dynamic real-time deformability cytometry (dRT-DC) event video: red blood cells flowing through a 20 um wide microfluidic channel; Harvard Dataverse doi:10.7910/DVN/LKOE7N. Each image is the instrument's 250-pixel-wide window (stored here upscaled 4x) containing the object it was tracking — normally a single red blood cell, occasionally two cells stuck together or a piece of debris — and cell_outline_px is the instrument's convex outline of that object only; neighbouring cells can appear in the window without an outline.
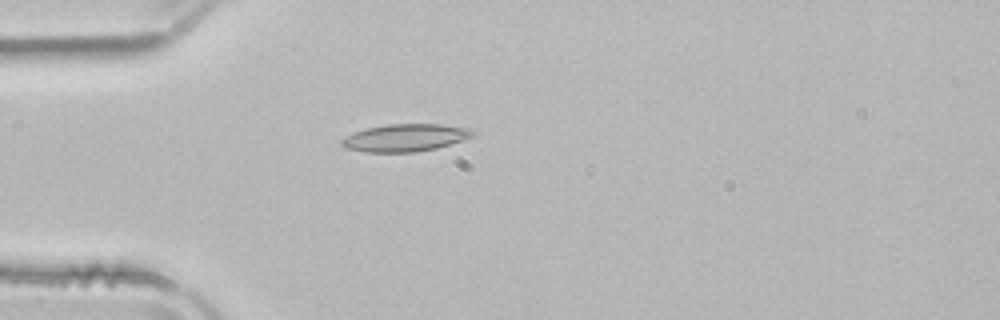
{"species": "common noctule bat (a hibernating species)", "species_latin": "Nyctalus noctula", "temperature_condition": "room temperature", "stored_images_in_passage": 51, "camera_frame_rate_fps": 3000, "um_per_image_px": 0.085, "animal": {"sex": "male", "body_mass_g": 21.5, "forearm_length_mm": 52.0}, "frame": {"image": 1, "passage_image": 14, "time_ms": 4.333, "image_size_px": [1000, 320], "cell_outline_px": [[476, 132], [472, 136], [436, 148], [416, 152], [364, 152], [344, 148], [340, 144], [340, 140], [344, 136], [368, 128], [388, 124], [440, 124], [476, 128]], "centroid_in_image_um": [34.44, 11.7], "position_along_channel_um": 50.6, "area_um2": 21.04}}
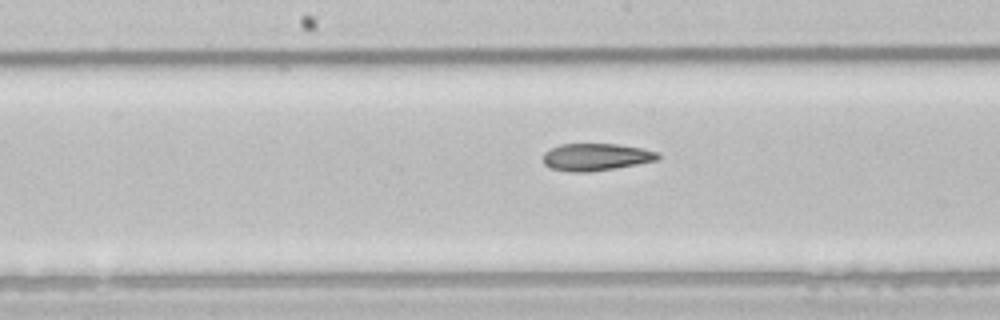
{"frame": {"image": 2, "passage_image": 26, "time_ms": 8.333, "image_size_px": [1000, 320], "cell_outline_px": [[660, 160], [588, 172], [572, 172], [552, 168], [544, 164], [544, 152], [560, 144], [616, 144], [640, 148], [656, 152], [660, 156]], "centroid_in_image_um": [50.65, 13.34], "position_along_channel_um": 197.5, "area_um2": 17.92}}
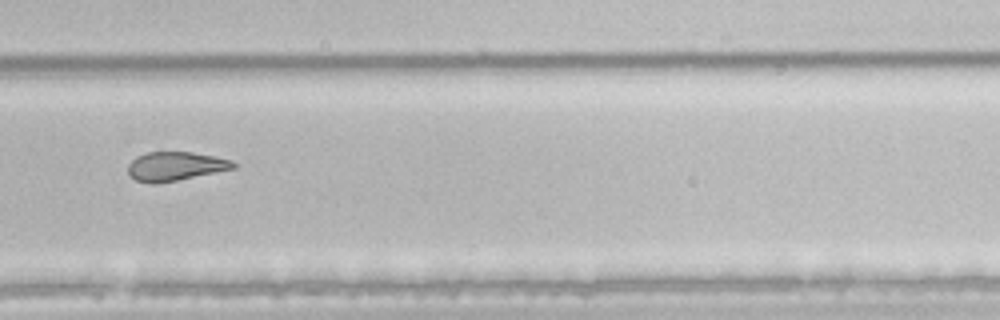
{"frame": {"image": 3, "passage_image": 35, "time_ms": 11.333, "image_size_px": [1000, 320], "cell_outline_px": [[236, 168], [176, 180], [136, 180], [128, 172], [128, 164], [136, 156], [148, 152], [192, 152], [216, 156], [232, 160], [236, 164]], "centroid_in_image_um": [14.97, 14.07], "position_along_channel_um": 314.8, "area_um2": 17.05}, "authors_computed_cell_mechanics": {"area_um2": 19.9988, "velocity_mm_per_s": 3.9362, "shape_relaxation_time_tau1_ms": null, "shape_relaxation_time_tau2_ms": 3.9656, "deformation_change_tau1": null, "deformation_change_tau2": 0.1238}}